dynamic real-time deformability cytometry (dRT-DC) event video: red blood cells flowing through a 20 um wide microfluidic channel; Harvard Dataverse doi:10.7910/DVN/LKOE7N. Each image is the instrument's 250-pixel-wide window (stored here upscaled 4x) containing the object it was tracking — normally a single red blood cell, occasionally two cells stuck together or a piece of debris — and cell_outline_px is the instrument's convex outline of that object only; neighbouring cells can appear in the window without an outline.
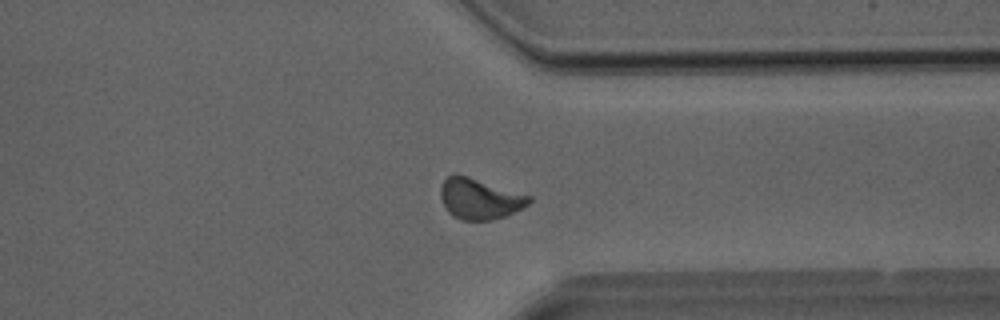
{"species": "Egyptian fruit bat (a non-hibernating species)", "species_latin": "Rousettus aegyptiacus", "temperature_condition": "room temperature", "stored_images_in_passage": 36, "camera_frame_rate_fps": 3000, "um_per_image_px": 0.085, "animal": {"sex": "male"}, "frame": {"image": 1, "passage_image": 28, "time_ms": 9.0, "image_size_px": [1000, 320], "cell_outline_px": [[532, 200], [528, 204], [504, 216], [488, 220], [460, 220], [452, 216], [448, 212], [440, 196], [440, 188], [444, 180], [448, 176], [456, 172], [532, 196]], "centroid_in_image_um": [40.73, 16.87], "position_along_channel_um": 370.7, "area_um2": 20.98}}
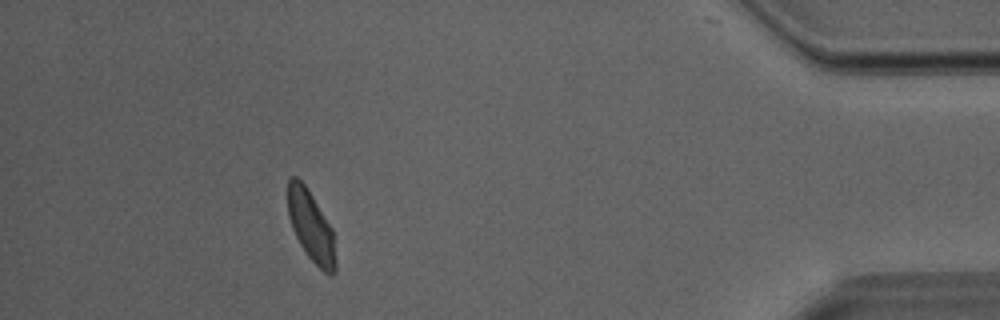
{"frame": {"image": 2, "passage_image": 33, "time_ms": 10.667, "image_size_px": [1000, 320], "cell_outline_px": [[336, 272], [332, 276], [328, 276], [308, 256], [300, 244], [292, 228], [288, 216], [288, 180], [292, 176], [296, 176], [304, 184], [312, 196], [332, 228], [336, 260]], "centroid_in_image_um": [26.44, 19.27], "position_along_channel_um": 408.8, "area_um2": 19.54}}